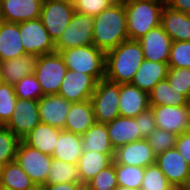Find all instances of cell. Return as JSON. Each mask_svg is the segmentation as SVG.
Listing matches in <instances>:
<instances>
[{
    "instance_id": "cell-1",
    "label": "cell",
    "mask_w": 190,
    "mask_h": 190,
    "mask_svg": "<svg viewBox=\"0 0 190 190\" xmlns=\"http://www.w3.org/2000/svg\"><path fill=\"white\" fill-rule=\"evenodd\" d=\"M144 59L140 42L125 40L106 52L105 78L118 84L131 83Z\"/></svg>"
},
{
    "instance_id": "cell-2",
    "label": "cell",
    "mask_w": 190,
    "mask_h": 190,
    "mask_svg": "<svg viewBox=\"0 0 190 190\" xmlns=\"http://www.w3.org/2000/svg\"><path fill=\"white\" fill-rule=\"evenodd\" d=\"M124 4L115 2L93 17V45L105 53L128 40Z\"/></svg>"
},
{
    "instance_id": "cell-3",
    "label": "cell",
    "mask_w": 190,
    "mask_h": 190,
    "mask_svg": "<svg viewBox=\"0 0 190 190\" xmlns=\"http://www.w3.org/2000/svg\"><path fill=\"white\" fill-rule=\"evenodd\" d=\"M165 4V0H140L124 4L129 39L139 40L148 31L161 25Z\"/></svg>"
},
{
    "instance_id": "cell-4",
    "label": "cell",
    "mask_w": 190,
    "mask_h": 190,
    "mask_svg": "<svg viewBox=\"0 0 190 190\" xmlns=\"http://www.w3.org/2000/svg\"><path fill=\"white\" fill-rule=\"evenodd\" d=\"M68 70L91 75L97 82L105 78L106 53L93 44L60 52Z\"/></svg>"
},
{
    "instance_id": "cell-5",
    "label": "cell",
    "mask_w": 190,
    "mask_h": 190,
    "mask_svg": "<svg viewBox=\"0 0 190 190\" xmlns=\"http://www.w3.org/2000/svg\"><path fill=\"white\" fill-rule=\"evenodd\" d=\"M68 69L59 52L38 56L34 75L41 85L43 95L58 94Z\"/></svg>"
},
{
    "instance_id": "cell-6",
    "label": "cell",
    "mask_w": 190,
    "mask_h": 190,
    "mask_svg": "<svg viewBox=\"0 0 190 190\" xmlns=\"http://www.w3.org/2000/svg\"><path fill=\"white\" fill-rule=\"evenodd\" d=\"M119 94L120 84L106 78L97 82L90 98L96 122L106 124L120 116Z\"/></svg>"
},
{
    "instance_id": "cell-7",
    "label": "cell",
    "mask_w": 190,
    "mask_h": 190,
    "mask_svg": "<svg viewBox=\"0 0 190 190\" xmlns=\"http://www.w3.org/2000/svg\"><path fill=\"white\" fill-rule=\"evenodd\" d=\"M93 44V17L75 12L55 42V52Z\"/></svg>"
},
{
    "instance_id": "cell-8",
    "label": "cell",
    "mask_w": 190,
    "mask_h": 190,
    "mask_svg": "<svg viewBox=\"0 0 190 190\" xmlns=\"http://www.w3.org/2000/svg\"><path fill=\"white\" fill-rule=\"evenodd\" d=\"M52 156L44 154L25 144L22 140L19 142L15 161L28 174L35 184H44L48 178Z\"/></svg>"
},
{
    "instance_id": "cell-9",
    "label": "cell",
    "mask_w": 190,
    "mask_h": 190,
    "mask_svg": "<svg viewBox=\"0 0 190 190\" xmlns=\"http://www.w3.org/2000/svg\"><path fill=\"white\" fill-rule=\"evenodd\" d=\"M19 31L26 54L41 56L55 52V43L40 18L20 22Z\"/></svg>"
},
{
    "instance_id": "cell-10",
    "label": "cell",
    "mask_w": 190,
    "mask_h": 190,
    "mask_svg": "<svg viewBox=\"0 0 190 190\" xmlns=\"http://www.w3.org/2000/svg\"><path fill=\"white\" fill-rule=\"evenodd\" d=\"M155 163L176 190L186 188L190 179V166L176 147L158 154Z\"/></svg>"
},
{
    "instance_id": "cell-11",
    "label": "cell",
    "mask_w": 190,
    "mask_h": 190,
    "mask_svg": "<svg viewBox=\"0 0 190 190\" xmlns=\"http://www.w3.org/2000/svg\"><path fill=\"white\" fill-rule=\"evenodd\" d=\"M75 13L74 6L59 1L44 0L40 19L54 43L62 35Z\"/></svg>"
},
{
    "instance_id": "cell-12",
    "label": "cell",
    "mask_w": 190,
    "mask_h": 190,
    "mask_svg": "<svg viewBox=\"0 0 190 190\" xmlns=\"http://www.w3.org/2000/svg\"><path fill=\"white\" fill-rule=\"evenodd\" d=\"M153 110L156 128L175 135L190 131V105L150 106Z\"/></svg>"
},
{
    "instance_id": "cell-13",
    "label": "cell",
    "mask_w": 190,
    "mask_h": 190,
    "mask_svg": "<svg viewBox=\"0 0 190 190\" xmlns=\"http://www.w3.org/2000/svg\"><path fill=\"white\" fill-rule=\"evenodd\" d=\"M97 81L88 74L68 70L60 85L58 95L71 103L89 100L95 91Z\"/></svg>"
},
{
    "instance_id": "cell-14",
    "label": "cell",
    "mask_w": 190,
    "mask_h": 190,
    "mask_svg": "<svg viewBox=\"0 0 190 190\" xmlns=\"http://www.w3.org/2000/svg\"><path fill=\"white\" fill-rule=\"evenodd\" d=\"M40 123L38 100L18 98L13 115L5 126L12 131L16 137L22 140Z\"/></svg>"
},
{
    "instance_id": "cell-15",
    "label": "cell",
    "mask_w": 190,
    "mask_h": 190,
    "mask_svg": "<svg viewBox=\"0 0 190 190\" xmlns=\"http://www.w3.org/2000/svg\"><path fill=\"white\" fill-rule=\"evenodd\" d=\"M156 154L147 139L127 143L115 150L113 161L116 164L147 167L156 161Z\"/></svg>"
},
{
    "instance_id": "cell-16",
    "label": "cell",
    "mask_w": 190,
    "mask_h": 190,
    "mask_svg": "<svg viewBox=\"0 0 190 190\" xmlns=\"http://www.w3.org/2000/svg\"><path fill=\"white\" fill-rule=\"evenodd\" d=\"M44 0H0V20L20 23L40 18Z\"/></svg>"
},
{
    "instance_id": "cell-17",
    "label": "cell",
    "mask_w": 190,
    "mask_h": 190,
    "mask_svg": "<svg viewBox=\"0 0 190 190\" xmlns=\"http://www.w3.org/2000/svg\"><path fill=\"white\" fill-rule=\"evenodd\" d=\"M138 41L146 60L168 64L172 40L161 25L148 31Z\"/></svg>"
},
{
    "instance_id": "cell-18",
    "label": "cell",
    "mask_w": 190,
    "mask_h": 190,
    "mask_svg": "<svg viewBox=\"0 0 190 190\" xmlns=\"http://www.w3.org/2000/svg\"><path fill=\"white\" fill-rule=\"evenodd\" d=\"M70 106L71 102L58 94L42 96L38 100L41 122L63 130Z\"/></svg>"
},
{
    "instance_id": "cell-19",
    "label": "cell",
    "mask_w": 190,
    "mask_h": 190,
    "mask_svg": "<svg viewBox=\"0 0 190 190\" xmlns=\"http://www.w3.org/2000/svg\"><path fill=\"white\" fill-rule=\"evenodd\" d=\"M149 107V96L147 92L140 90L131 83L120 84V116L135 118Z\"/></svg>"
},
{
    "instance_id": "cell-20",
    "label": "cell",
    "mask_w": 190,
    "mask_h": 190,
    "mask_svg": "<svg viewBox=\"0 0 190 190\" xmlns=\"http://www.w3.org/2000/svg\"><path fill=\"white\" fill-rule=\"evenodd\" d=\"M38 56L26 54L0 62V82L14 85L35 71Z\"/></svg>"
},
{
    "instance_id": "cell-21",
    "label": "cell",
    "mask_w": 190,
    "mask_h": 190,
    "mask_svg": "<svg viewBox=\"0 0 190 190\" xmlns=\"http://www.w3.org/2000/svg\"><path fill=\"white\" fill-rule=\"evenodd\" d=\"M161 26L173 41H190V14L174 10L165 4Z\"/></svg>"
},
{
    "instance_id": "cell-22",
    "label": "cell",
    "mask_w": 190,
    "mask_h": 190,
    "mask_svg": "<svg viewBox=\"0 0 190 190\" xmlns=\"http://www.w3.org/2000/svg\"><path fill=\"white\" fill-rule=\"evenodd\" d=\"M111 144L116 150L127 143L141 139L139 127L135 118L118 116L106 123Z\"/></svg>"
},
{
    "instance_id": "cell-23",
    "label": "cell",
    "mask_w": 190,
    "mask_h": 190,
    "mask_svg": "<svg viewBox=\"0 0 190 190\" xmlns=\"http://www.w3.org/2000/svg\"><path fill=\"white\" fill-rule=\"evenodd\" d=\"M95 122L90 99L79 103H71L64 130L82 136Z\"/></svg>"
},
{
    "instance_id": "cell-24",
    "label": "cell",
    "mask_w": 190,
    "mask_h": 190,
    "mask_svg": "<svg viewBox=\"0 0 190 190\" xmlns=\"http://www.w3.org/2000/svg\"><path fill=\"white\" fill-rule=\"evenodd\" d=\"M26 55L19 31V23L0 20V62Z\"/></svg>"
},
{
    "instance_id": "cell-25",
    "label": "cell",
    "mask_w": 190,
    "mask_h": 190,
    "mask_svg": "<svg viewBox=\"0 0 190 190\" xmlns=\"http://www.w3.org/2000/svg\"><path fill=\"white\" fill-rule=\"evenodd\" d=\"M169 65L162 62H152L144 59L140 64L131 84L149 93L161 80L166 79Z\"/></svg>"
},
{
    "instance_id": "cell-26",
    "label": "cell",
    "mask_w": 190,
    "mask_h": 190,
    "mask_svg": "<svg viewBox=\"0 0 190 190\" xmlns=\"http://www.w3.org/2000/svg\"><path fill=\"white\" fill-rule=\"evenodd\" d=\"M83 153V143L80 135L61 130L59 133L52 158L77 165Z\"/></svg>"
},
{
    "instance_id": "cell-27",
    "label": "cell",
    "mask_w": 190,
    "mask_h": 190,
    "mask_svg": "<svg viewBox=\"0 0 190 190\" xmlns=\"http://www.w3.org/2000/svg\"><path fill=\"white\" fill-rule=\"evenodd\" d=\"M113 157L114 153H99L96 151L83 150L77 163L81 183L89 182L101 170L110 166L113 162Z\"/></svg>"
},
{
    "instance_id": "cell-28",
    "label": "cell",
    "mask_w": 190,
    "mask_h": 190,
    "mask_svg": "<svg viewBox=\"0 0 190 190\" xmlns=\"http://www.w3.org/2000/svg\"><path fill=\"white\" fill-rule=\"evenodd\" d=\"M60 132L61 129L41 122L22 141L31 148L52 156Z\"/></svg>"
},
{
    "instance_id": "cell-29",
    "label": "cell",
    "mask_w": 190,
    "mask_h": 190,
    "mask_svg": "<svg viewBox=\"0 0 190 190\" xmlns=\"http://www.w3.org/2000/svg\"><path fill=\"white\" fill-rule=\"evenodd\" d=\"M149 106H184L189 105V99L181 92L172 88L167 79L159 81L148 93Z\"/></svg>"
},
{
    "instance_id": "cell-30",
    "label": "cell",
    "mask_w": 190,
    "mask_h": 190,
    "mask_svg": "<svg viewBox=\"0 0 190 190\" xmlns=\"http://www.w3.org/2000/svg\"><path fill=\"white\" fill-rule=\"evenodd\" d=\"M83 150L115 153L105 123L95 122L82 136Z\"/></svg>"
},
{
    "instance_id": "cell-31",
    "label": "cell",
    "mask_w": 190,
    "mask_h": 190,
    "mask_svg": "<svg viewBox=\"0 0 190 190\" xmlns=\"http://www.w3.org/2000/svg\"><path fill=\"white\" fill-rule=\"evenodd\" d=\"M35 183L16 161L6 163L0 178V187L7 190H28Z\"/></svg>"
},
{
    "instance_id": "cell-32",
    "label": "cell",
    "mask_w": 190,
    "mask_h": 190,
    "mask_svg": "<svg viewBox=\"0 0 190 190\" xmlns=\"http://www.w3.org/2000/svg\"><path fill=\"white\" fill-rule=\"evenodd\" d=\"M81 183L77 165H73L61 160L52 159L46 184L57 183Z\"/></svg>"
},
{
    "instance_id": "cell-33",
    "label": "cell",
    "mask_w": 190,
    "mask_h": 190,
    "mask_svg": "<svg viewBox=\"0 0 190 190\" xmlns=\"http://www.w3.org/2000/svg\"><path fill=\"white\" fill-rule=\"evenodd\" d=\"M115 173L118 185L140 190L144 176V167L115 163Z\"/></svg>"
},
{
    "instance_id": "cell-34",
    "label": "cell",
    "mask_w": 190,
    "mask_h": 190,
    "mask_svg": "<svg viewBox=\"0 0 190 190\" xmlns=\"http://www.w3.org/2000/svg\"><path fill=\"white\" fill-rule=\"evenodd\" d=\"M140 190H176L156 163L144 168Z\"/></svg>"
},
{
    "instance_id": "cell-35",
    "label": "cell",
    "mask_w": 190,
    "mask_h": 190,
    "mask_svg": "<svg viewBox=\"0 0 190 190\" xmlns=\"http://www.w3.org/2000/svg\"><path fill=\"white\" fill-rule=\"evenodd\" d=\"M17 98L39 100L43 95L41 85L34 74L23 77L13 85Z\"/></svg>"
},
{
    "instance_id": "cell-36",
    "label": "cell",
    "mask_w": 190,
    "mask_h": 190,
    "mask_svg": "<svg viewBox=\"0 0 190 190\" xmlns=\"http://www.w3.org/2000/svg\"><path fill=\"white\" fill-rule=\"evenodd\" d=\"M17 99L13 85L0 82V120L5 125L13 115Z\"/></svg>"
},
{
    "instance_id": "cell-37",
    "label": "cell",
    "mask_w": 190,
    "mask_h": 190,
    "mask_svg": "<svg viewBox=\"0 0 190 190\" xmlns=\"http://www.w3.org/2000/svg\"><path fill=\"white\" fill-rule=\"evenodd\" d=\"M20 141L6 126L0 130V162L5 165L6 163L15 161Z\"/></svg>"
},
{
    "instance_id": "cell-38",
    "label": "cell",
    "mask_w": 190,
    "mask_h": 190,
    "mask_svg": "<svg viewBox=\"0 0 190 190\" xmlns=\"http://www.w3.org/2000/svg\"><path fill=\"white\" fill-rule=\"evenodd\" d=\"M169 67L190 69V41H173L170 47Z\"/></svg>"
},
{
    "instance_id": "cell-39",
    "label": "cell",
    "mask_w": 190,
    "mask_h": 190,
    "mask_svg": "<svg viewBox=\"0 0 190 190\" xmlns=\"http://www.w3.org/2000/svg\"><path fill=\"white\" fill-rule=\"evenodd\" d=\"M169 85L190 99V69L169 67L166 77Z\"/></svg>"
},
{
    "instance_id": "cell-40",
    "label": "cell",
    "mask_w": 190,
    "mask_h": 190,
    "mask_svg": "<svg viewBox=\"0 0 190 190\" xmlns=\"http://www.w3.org/2000/svg\"><path fill=\"white\" fill-rule=\"evenodd\" d=\"M176 139L177 135L158 128L147 138L150 147L156 155L175 148Z\"/></svg>"
},
{
    "instance_id": "cell-41",
    "label": "cell",
    "mask_w": 190,
    "mask_h": 190,
    "mask_svg": "<svg viewBox=\"0 0 190 190\" xmlns=\"http://www.w3.org/2000/svg\"><path fill=\"white\" fill-rule=\"evenodd\" d=\"M87 184L92 190H115L118 187L115 173V162L113 161L106 169L101 170Z\"/></svg>"
},
{
    "instance_id": "cell-42",
    "label": "cell",
    "mask_w": 190,
    "mask_h": 190,
    "mask_svg": "<svg viewBox=\"0 0 190 190\" xmlns=\"http://www.w3.org/2000/svg\"><path fill=\"white\" fill-rule=\"evenodd\" d=\"M115 2L116 0H77L74 9L77 13L95 17Z\"/></svg>"
},
{
    "instance_id": "cell-43",
    "label": "cell",
    "mask_w": 190,
    "mask_h": 190,
    "mask_svg": "<svg viewBox=\"0 0 190 190\" xmlns=\"http://www.w3.org/2000/svg\"><path fill=\"white\" fill-rule=\"evenodd\" d=\"M141 134V139H147L156 130L153 110L149 107L135 117Z\"/></svg>"
},
{
    "instance_id": "cell-44",
    "label": "cell",
    "mask_w": 190,
    "mask_h": 190,
    "mask_svg": "<svg viewBox=\"0 0 190 190\" xmlns=\"http://www.w3.org/2000/svg\"><path fill=\"white\" fill-rule=\"evenodd\" d=\"M175 147L190 166V131L177 136Z\"/></svg>"
},
{
    "instance_id": "cell-45",
    "label": "cell",
    "mask_w": 190,
    "mask_h": 190,
    "mask_svg": "<svg viewBox=\"0 0 190 190\" xmlns=\"http://www.w3.org/2000/svg\"><path fill=\"white\" fill-rule=\"evenodd\" d=\"M165 3L174 10L190 14V0H165Z\"/></svg>"
},
{
    "instance_id": "cell-46",
    "label": "cell",
    "mask_w": 190,
    "mask_h": 190,
    "mask_svg": "<svg viewBox=\"0 0 190 190\" xmlns=\"http://www.w3.org/2000/svg\"><path fill=\"white\" fill-rule=\"evenodd\" d=\"M78 183H57V184H46V190H76Z\"/></svg>"
},
{
    "instance_id": "cell-47",
    "label": "cell",
    "mask_w": 190,
    "mask_h": 190,
    "mask_svg": "<svg viewBox=\"0 0 190 190\" xmlns=\"http://www.w3.org/2000/svg\"><path fill=\"white\" fill-rule=\"evenodd\" d=\"M76 190H92V188L87 183H80Z\"/></svg>"
},
{
    "instance_id": "cell-48",
    "label": "cell",
    "mask_w": 190,
    "mask_h": 190,
    "mask_svg": "<svg viewBox=\"0 0 190 190\" xmlns=\"http://www.w3.org/2000/svg\"><path fill=\"white\" fill-rule=\"evenodd\" d=\"M28 190H46V186L44 184H34L30 189Z\"/></svg>"
},
{
    "instance_id": "cell-49",
    "label": "cell",
    "mask_w": 190,
    "mask_h": 190,
    "mask_svg": "<svg viewBox=\"0 0 190 190\" xmlns=\"http://www.w3.org/2000/svg\"><path fill=\"white\" fill-rule=\"evenodd\" d=\"M50 1H59V2L66 3V4H70L72 6H75L77 3V0H50Z\"/></svg>"
},
{
    "instance_id": "cell-50",
    "label": "cell",
    "mask_w": 190,
    "mask_h": 190,
    "mask_svg": "<svg viewBox=\"0 0 190 190\" xmlns=\"http://www.w3.org/2000/svg\"><path fill=\"white\" fill-rule=\"evenodd\" d=\"M117 2H120L122 4H126V3H131V2H134V1H140V0H116Z\"/></svg>"
},
{
    "instance_id": "cell-51",
    "label": "cell",
    "mask_w": 190,
    "mask_h": 190,
    "mask_svg": "<svg viewBox=\"0 0 190 190\" xmlns=\"http://www.w3.org/2000/svg\"><path fill=\"white\" fill-rule=\"evenodd\" d=\"M115 190H137V189H132V188L123 187V186L118 185V187Z\"/></svg>"
},
{
    "instance_id": "cell-52",
    "label": "cell",
    "mask_w": 190,
    "mask_h": 190,
    "mask_svg": "<svg viewBox=\"0 0 190 190\" xmlns=\"http://www.w3.org/2000/svg\"><path fill=\"white\" fill-rule=\"evenodd\" d=\"M3 167H4V164L2 162H0V178H1V173L3 171Z\"/></svg>"
},
{
    "instance_id": "cell-53",
    "label": "cell",
    "mask_w": 190,
    "mask_h": 190,
    "mask_svg": "<svg viewBox=\"0 0 190 190\" xmlns=\"http://www.w3.org/2000/svg\"><path fill=\"white\" fill-rule=\"evenodd\" d=\"M5 127V124L0 120V130Z\"/></svg>"
},
{
    "instance_id": "cell-54",
    "label": "cell",
    "mask_w": 190,
    "mask_h": 190,
    "mask_svg": "<svg viewBox=\"0 0 190 190\" xmlns=\"http://www.w3.org/2000/svg\"><path fill=\"white\" fill-rule=\"evenodd\" d=\"M184 190H190V179H189L188 185L186 186Z\"/></svg>"
}]
</instances>
